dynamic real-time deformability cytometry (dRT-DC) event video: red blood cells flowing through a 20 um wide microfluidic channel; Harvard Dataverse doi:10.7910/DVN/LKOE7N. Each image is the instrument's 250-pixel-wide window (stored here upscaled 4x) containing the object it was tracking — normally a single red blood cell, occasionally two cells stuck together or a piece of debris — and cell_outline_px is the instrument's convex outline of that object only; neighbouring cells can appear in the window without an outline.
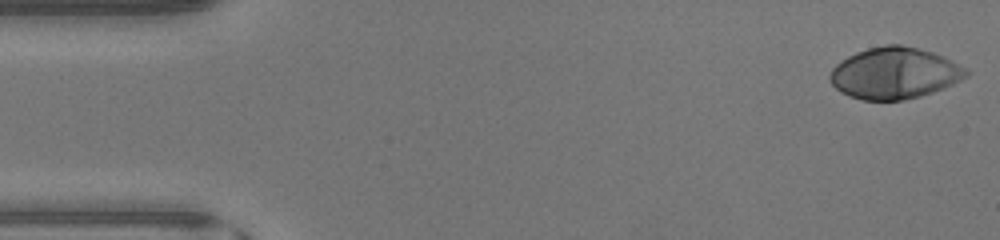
{"species": "human", "species_latin": "Homo sapiens", "temperature_condition": "warm", "stored_images_in_passage": 46, "camera_frame_rate_fps": 3000, "um_per_image_px": 0.085, "donor": {"sex": "male"}, "frame": {"image": 1, "passage_image": 1, "time_ms": 0.0, "image_size_px": [1000, 240], "cell_outline_px": [[968, 76], [944, 88], [920, 96], [904, 100], [864, 100], [840, 92], [828, 80], [828, 76], [832, 68], [836, 64], [848, 56], [856, 52], [868, 48], [884, 44], [900, 44], [932, 52], [944, 56], [968, 68]], "centroid_in_image_um": [76.04, 6.21], "position_along_channel_um": 9.0, "area_um2": 40.92}}
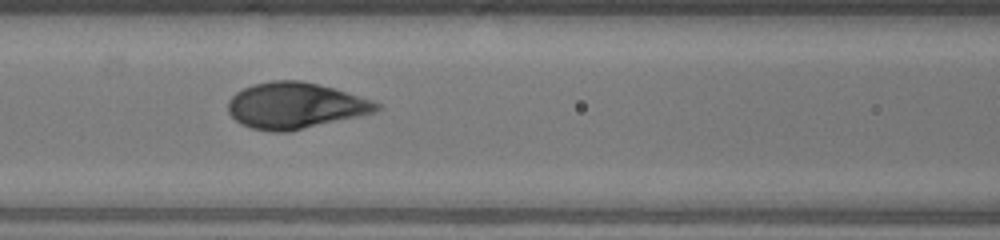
{"frame": {"image": 2, "passage_image": 19, "time_ms": 6.0, "image_size_px": [1000, 240], "cell_outline_px": [[384, 104], [376, 112], [288, 132], [272, 132], [252, 128], [240, 124], [228, 112], [228, 100], [236, 92], [252, 84], [272, 80], [300, 80], [332, 88], [372, 100]], "centroid_in_image_um": [25.08, 8.98], "position_along_channel_um": 141.5, "area_um2": 39.82}}
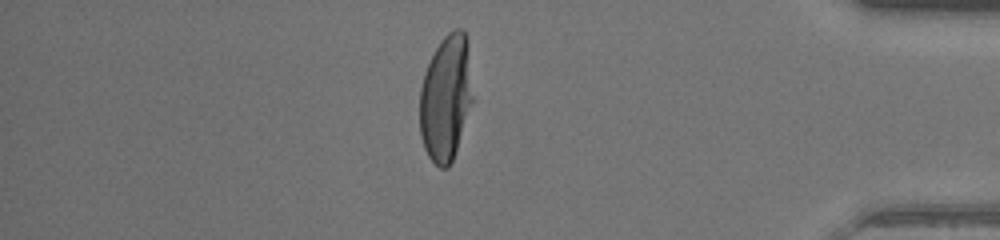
{"frame": {"image": 3, "passage_image": 39, "time_ms": 12.667, "image_size_px": [1000, 240], "cell_outline_px": [[472, 100], [452, 160], [448, 168], [440, 168], [428, 156], [424, 148], [420, 136], [420, 88], [424, 72], [440, 40], [448, 32], [456, 28], [460, 28], [464, 32], [468, 40], [472, 96]], "centroid_in_image_um": [37.88, 8.29], "position_along_channel_um": 397.3, "area_um2": 38.49}, "authors_computed_cell_mechanics": {"area_um2": 39.7375, "velocity_mm_per_s": 4.4409, "shape_relaxation_time_tau1_ms": 2.6978, "shape_relaxation_time_tau2_ms": null, "deformation_change_tau1": 0.2223, "deformation_change_tau2": null}}